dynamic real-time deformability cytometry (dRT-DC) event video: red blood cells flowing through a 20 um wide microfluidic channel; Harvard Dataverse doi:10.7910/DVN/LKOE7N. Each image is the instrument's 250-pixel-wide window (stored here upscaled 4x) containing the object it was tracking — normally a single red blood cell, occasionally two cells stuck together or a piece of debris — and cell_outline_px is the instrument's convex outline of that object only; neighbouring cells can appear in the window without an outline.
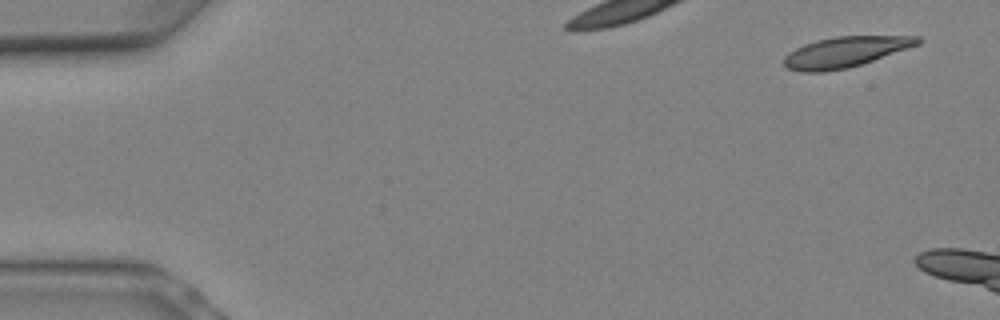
{"species": "Egyptian fruit bat (a non-hibernating species)", "species_latin": "Rousettus aegyptiacus", "temperature_condition": "warm", "stored_images_in_passage": 4, "camera_frame_rate_fps": 3000, "um_per_image_px": 0.085, "animal": {"sex": "female"}, "frame": {"image": 1, "passage_image": 1, "time_ms": 0.0, "image_size_px": [1000, 320], "cell_outline_px": [[920, 44], [848, 68], [824, 72], [800, 72], [788, 68], [784, 64], [784, 56], [788, 52], [804, 44], [816, 40], [836, 36], [920, 36]], "centroid_in_image_um": [71.8, 4.42], "position_along_channel_um": 13.2, "area_um2": 23.64}}